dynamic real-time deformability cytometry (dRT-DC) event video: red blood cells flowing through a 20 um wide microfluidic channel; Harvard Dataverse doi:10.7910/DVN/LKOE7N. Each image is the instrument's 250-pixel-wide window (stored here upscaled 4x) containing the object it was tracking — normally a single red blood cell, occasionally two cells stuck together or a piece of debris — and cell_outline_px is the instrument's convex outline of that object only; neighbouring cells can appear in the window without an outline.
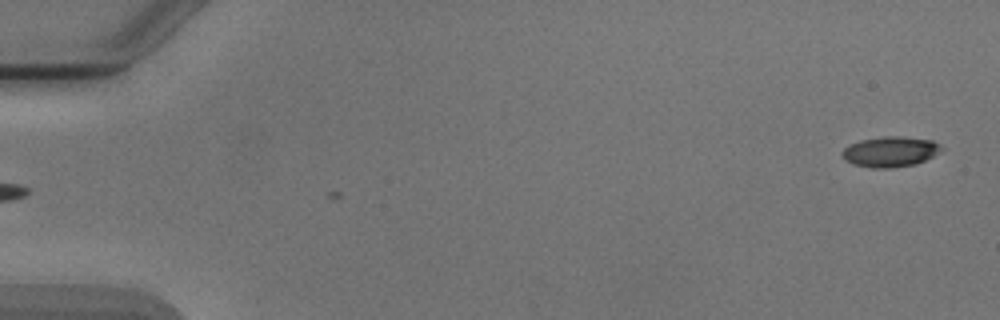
{"species": "Egyptian fruit bat (a non-hibernating species)", "species_latin": "Rousettus aegyptiacus", "temperature_condition": "cold", "stored_images_in_passage": 4, "segment_of_instrument_passage": [2, 2], "camera_frame_rate_fps": 3000, "um_per_image_px": 0.085, "animal": {"sex": "male"}, "frame": {"image": 1, "passage_image": 4, "time_ms": 3.667, "image_size_px": [1000, 320], "cell_outline_px": [[944, 148], [932, 156], [916, 164], [888, 168], [872, 168], [852, 164], [840, 152], [848, 144], [860, 140], [884, 136], [900, 136], [932, 140], [940, 144]], "centroid_in_image_um": [75.66, 12.88], "position_along_channel_um": 9.3, "area_um2": 17.51}}